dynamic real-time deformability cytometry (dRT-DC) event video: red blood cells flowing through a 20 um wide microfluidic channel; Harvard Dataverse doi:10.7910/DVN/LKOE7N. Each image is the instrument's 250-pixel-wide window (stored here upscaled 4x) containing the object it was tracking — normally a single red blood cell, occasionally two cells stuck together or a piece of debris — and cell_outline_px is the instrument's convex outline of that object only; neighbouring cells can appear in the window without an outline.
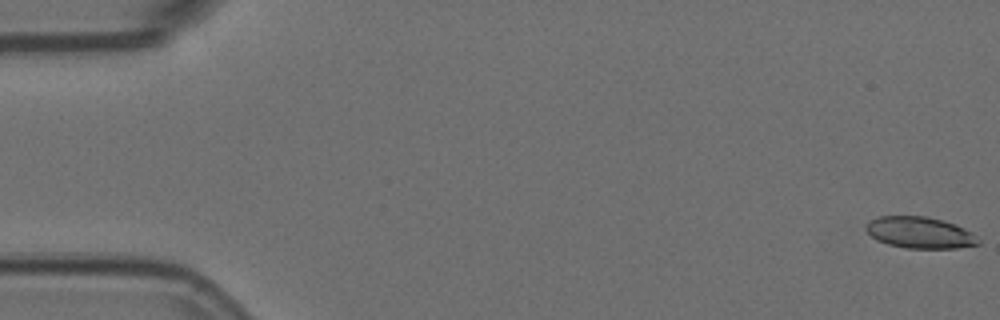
{"species": "Egyptian fruit bat (a non-hibernating species)", "species_latin": "Rousettus aegyptiacus", "temperature_condition": "room temperature", "stored_images_in_passage": 6, "camera_frame_rate_fps": 3000, "um_per_image_px": 0.085, "animal": {"sex": "female"}, "frame": {"image": 1, "passage_image": 1, "time_ms": 0.0, "image_size_px": [1000, 320], "cell_outline_px": [[980, 244], [956, 248], [904, 248], [888, 244], [876, 240], [864, 228], [872, 220], [880, 216], [924, 216], [956, 224], [972, 232], [980, 240]], "centroid_in_image_um": [78.21, 19.78], "position_along_channel_um": 6.8, "area_um2": 20.46}}
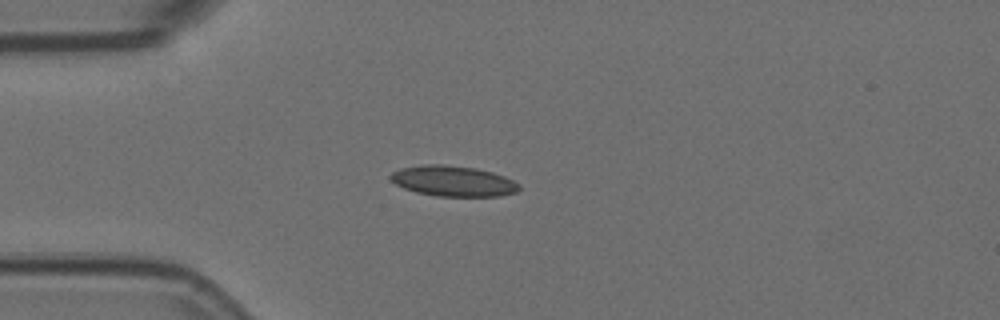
{"frame": {"image": 2, "passage_image": 5, "time_ms": 1.333, "image_size_px": [1000, 320], "cell_outline_px": [[520, 188], [516, 192], [500, 196], [436, 196], [416, 192], [404, 188], [396, 184], [388, 176], [392, 172], [400, 168], [424, 164], [444, 164], [476, 168], [492, 172], [504, 176], [520, 184]], "centroid_in_image_um": [38.51, 15.38], "position_along_channel_um": 46.5, "area_um2": 22.95}}